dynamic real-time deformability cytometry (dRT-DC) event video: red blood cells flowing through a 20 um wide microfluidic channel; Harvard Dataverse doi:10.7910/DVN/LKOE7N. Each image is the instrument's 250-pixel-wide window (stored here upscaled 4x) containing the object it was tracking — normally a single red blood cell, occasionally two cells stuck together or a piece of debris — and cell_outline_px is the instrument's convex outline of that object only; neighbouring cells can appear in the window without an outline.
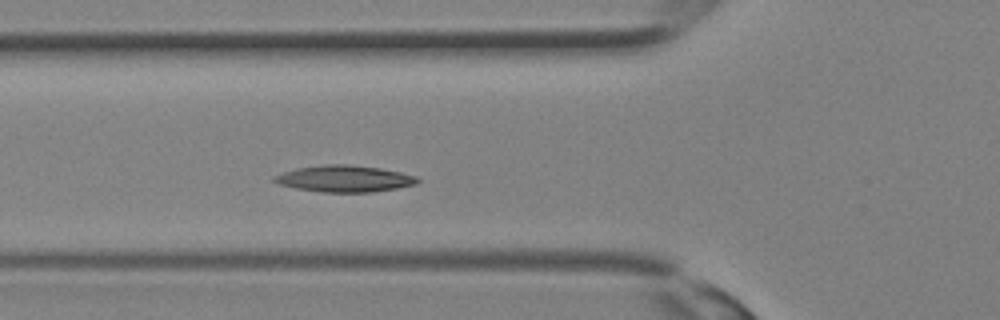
{"species": "Egyptian fruit bat (a non-hibernating species)", "species_latin": "Rousettus aegyptiacus", "temperature_condition": "room temperature", "stored_images_in_passage": 23, "camera_frame_rate_fps": 3000, "um_per_image_px": 0.085, "animal": {"sex": "female"}, "frame": {"image": 1, "passage_image": 2, "time_ms": 0.333, "image_size_px": [1000, 320], "cell_outline_px": [[420, 180], [416, 184], [396, 188], [372, 192], [320, 192], [296, 188], [276, 184], [272, 180], [272, 176], [296, 168], [324, 164], [348, 164], [380, 168], [400, 172], [416, 176]], "centroid_in_image_um": [29.23, 15.18], "position_along_channel_um": 96.6, "area_um2": 22.25}}
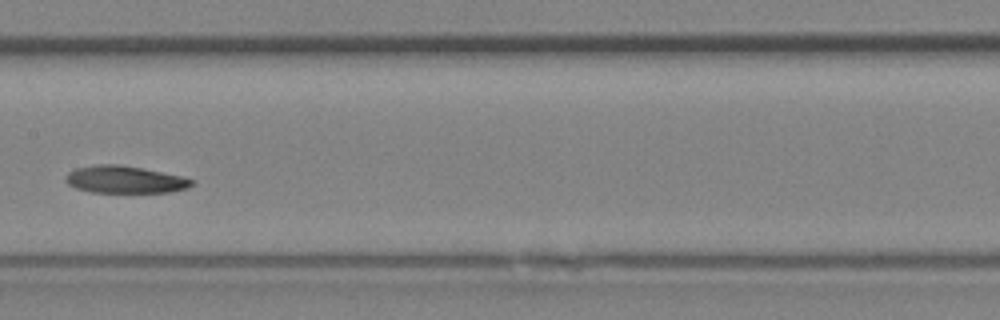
{"frame": {"image": 2, "passage_image": 7, "time_ms": 2.0, "image_size_px": [1000, 320], "cell_outline_px": [[196, 180], [188, 188], [168, 192], [92, 192], [76, 188], [68, 184], [64, 180], [64, 176], [68, 172], [76, 168], [96, 164], [116, 164], [140, 168], [184, 176]], "centroid_in_image_um": [10.6, 15.26], "position_along_channel_um": 196.8, "area_um2": 20.06}}
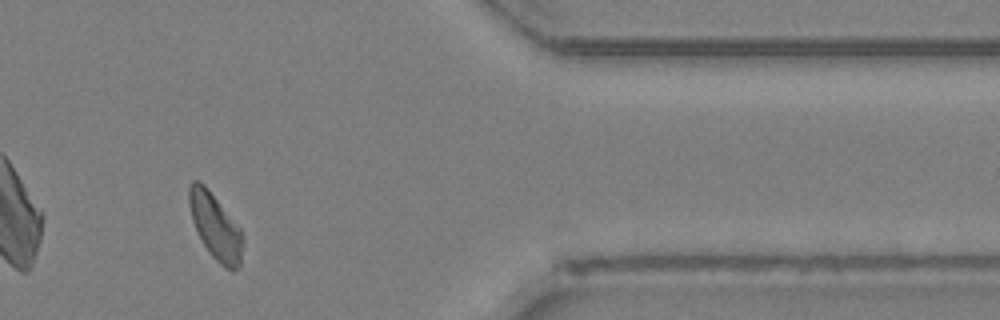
{"frame": {"image": 3, "passage_image": 18, "time_ms": 5.667, "image_size_px": [1000, 320], "cell_outline_px": [[244, 244], [240, 264], [232, 272], [224, 268], [212, 256], [204, 244], [192, 220], [188, 200], [188, 188], [192, 180], [196, 180], [204, 184], [208, 188], [240, 228], [244, 240]], "centroid_in_image_um": [18.32, 19.26], "position_along_channel_um": 393.1, "area_um2": 20.52}}